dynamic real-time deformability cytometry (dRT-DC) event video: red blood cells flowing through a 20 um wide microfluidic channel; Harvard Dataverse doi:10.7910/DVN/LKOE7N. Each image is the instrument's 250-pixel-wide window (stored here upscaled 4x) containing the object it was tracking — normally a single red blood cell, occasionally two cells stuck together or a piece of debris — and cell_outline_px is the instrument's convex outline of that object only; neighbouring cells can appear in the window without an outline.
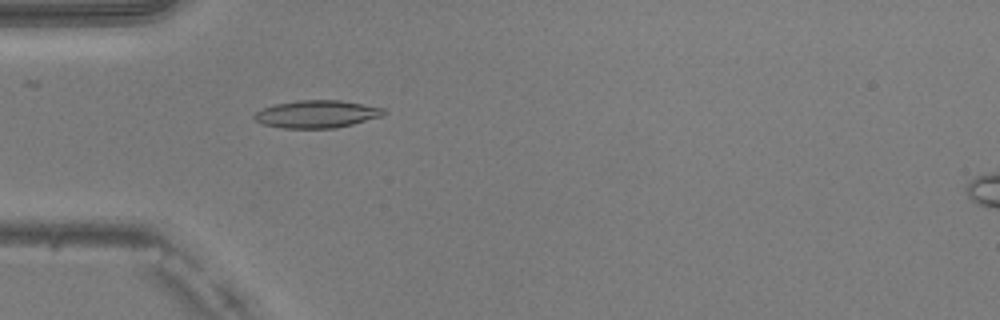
{"species": "common noctule bat (a hibernating species)", "species_latin": "Nyctalus noctula", "temperature_condition": "warm", "stored_images_in_passage": 24, "camera_frame_rate_fps": 3000, "um_per_image_px": 0.085, "animal": {"sex": "male", "body_mass_g": 20.5, "forearm_length_mm": 52.5}, "frame": {"image": 1, "passage_image": 3, "time_ms": 0.667, "image_size_px": [1000, 320], "cell_outline_px": [[388, 112], [384, 116], [336, 128], [284, 128], [264, 124], [256, 120], [252, 116], [256, 112], [264, 108], [276, 104], [300, 100], [340, 100], [384, 108]], "centroid_in_image_um": [26.98, 9.7], "position_along_channel_um": 58.0, "area_um2": 20.69}}
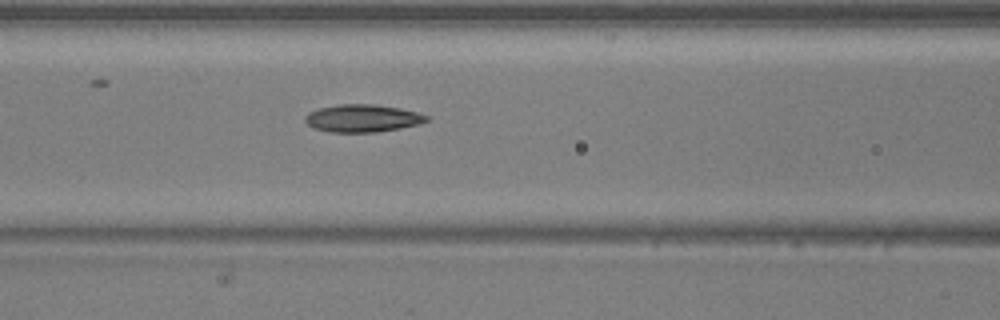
{"frame": {"image": 2, "passage_image": 9, "time_ms": 2.667, "image_size_px": [1000, 320], "cell_outline_px": [[428, 120], [420, 124], [400, 128], [376, 132], [328, 132], [312, 128], [304, 120], [304, 116], [308, 112], [320, 108], [340, 104], [372, 104], [400, 108], [416, 112], [428, 116]], "centroid_in_image_um": [30.78, 10.06], "position_along_channel_um": 135.8, "area_um2": 19.54}}
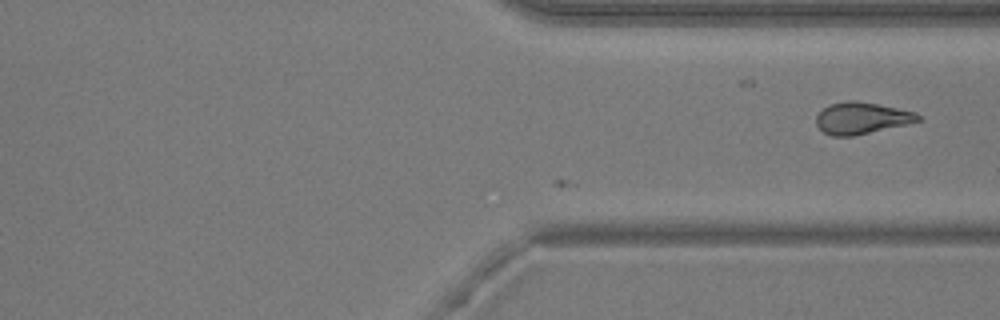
{"frame": {"image": 3, "passage_image": 24, "time_ms": 7.667, "image_size_px": [1000, 320], "cell_outline_px": [[924, 120], [908, 124], [852, 136], [832, 136], [824, 132], [816, 124], [816, 116], [824, 108], [832, 104], [848, 100], [856, 100], [916, 112]], "centroid_in_image_um": [73.26, 10.04], "position_along_channel_um": 338.1, "area_um2": 18.67}}